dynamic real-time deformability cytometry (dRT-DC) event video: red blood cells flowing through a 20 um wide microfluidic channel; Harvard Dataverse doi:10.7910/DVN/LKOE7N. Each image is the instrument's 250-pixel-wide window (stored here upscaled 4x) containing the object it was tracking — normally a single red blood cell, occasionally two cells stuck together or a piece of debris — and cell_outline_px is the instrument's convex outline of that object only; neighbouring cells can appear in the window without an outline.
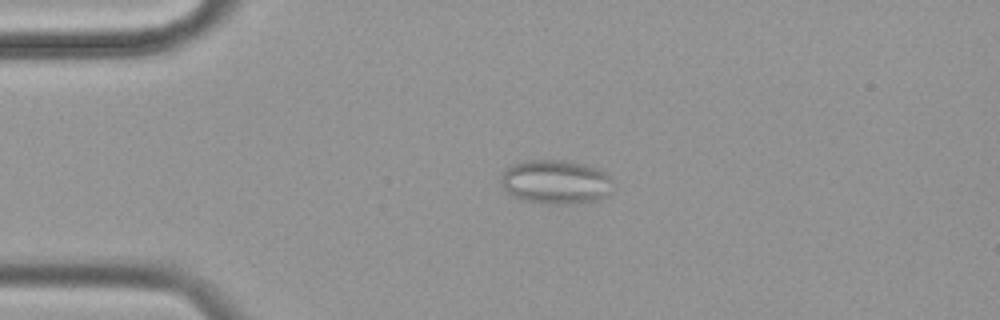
{"species": "common noctule bat (a hibernating species)", "species_latin": "Nyctalus noctula", "temperature_condition": "cold", "stored_images_in_passage": 57, "camera_frame_rate_fps": 3000, "um_per_image_px": 0.085, "animal": {"sex": "female", "body_mass_g": 19.9}, "frame": {"image": 1, "passage_image": 12, "time_ms": 3.667, "image_size_px": [1000, 320], "cell_outline_px": [[612, 180], [608, 196], [596, 200], [568, 204], [548, 204], [520, 200], [512, 196], [504, 188], [500, 180], [500, 176], [512, 164], [524, 160], [564, 160], [584, 164], [600, 168]], "centroid_in_image_um": [47.22, 15.46], "position_along_channel_um": 37.8, "area_um2": 28.96}}
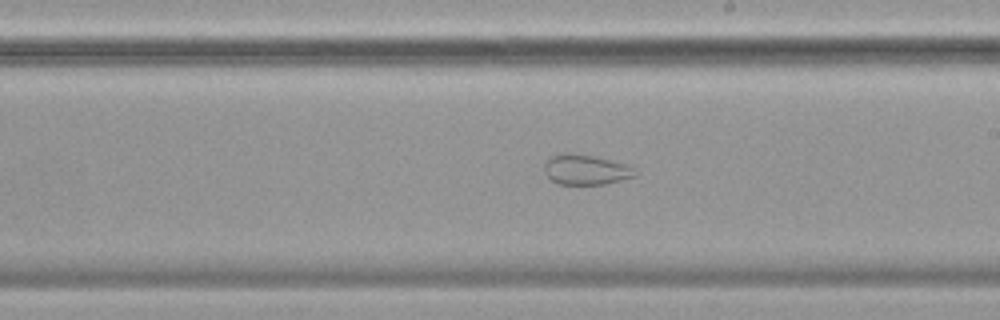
{"frame": {"image": 2, "passage_image": 32, "time_ms": 10.333, "image_size_px": [1000, 320], "cell_outline_px": [[636, 176], [604, 184], [560, 184], [552, 180], [544, 172], [544, 164], [552, 156], [564, 152], [568, 152], [596, 156], [624, 164], [632, 168]], "centroid_in_image_um": [49.75, 14.41], "position_along_channel_um": 239.3, "area_um2": 15.72}}
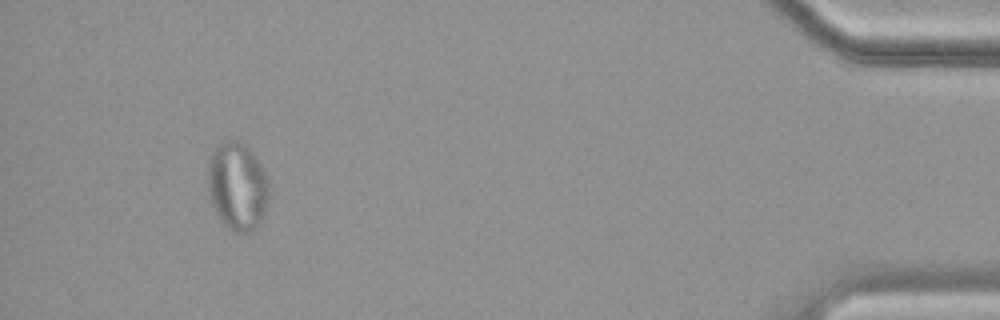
{"frame": {"image": 3, "passage_image": 53, "time_ms": 17.333, "image_size_px": [1000, 320], "cell_outline_px": [[268, 200], [260, 224], [256, 228], [248, 232], [232, 232], [220, 220], [212, 204], [208, 188], [208, 164], [212, 152], [224, 140], [236, 140], [244, 144], [252, 152], [268, 184]], "centroid_in_image_um": [20.15, 15.86], "position_along_channel_um": 415.0, "area_um2": 30.87}}